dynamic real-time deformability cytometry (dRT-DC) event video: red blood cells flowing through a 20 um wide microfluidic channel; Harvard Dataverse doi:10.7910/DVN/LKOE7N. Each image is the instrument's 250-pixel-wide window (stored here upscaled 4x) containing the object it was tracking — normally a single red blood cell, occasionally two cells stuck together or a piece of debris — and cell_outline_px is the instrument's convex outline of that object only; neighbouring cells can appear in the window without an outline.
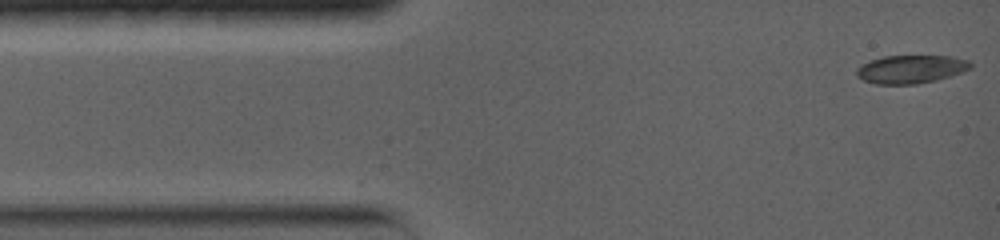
{"species": "common noctule bat (a hibernating species)", "species_latin": "Nyctalus noctula", "temperature_condition": "warm", "stored_images_in_passage": 85, "camera_frame_rate_fps": 5000, "um_per_image_px": 0.085, "animal": {"sex": "female", "body_mass_g": 19.0, "forearm_length_mm": 56.7}, "frame": {"image": 1, "passage_image": 1, "time_ms": 0.0, "image_size_px": [1000, 240], "cell_outline_px": [[972, 68], [964, 72], [936, 80], [916, 84], [876, 84], [864, 80], [856, 76], [856, 68], [860, 64], [884, 56], [952, 56], [968, 60], [972, 64]], "centroid_in_image_um": [77.44, 5.88], "position_along_channel_um": 7.6, "area_um2": 18.84}}
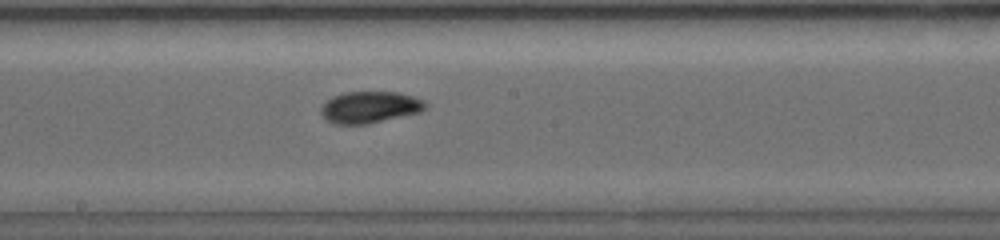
{"frame": {"image": 2, "passage_image": 38, "time_ms": 7.4, "image_size_px": [1000, 240], "cell_outline_px": [[428, 104], [420, 112], [368, 124], [332, 124], [320, 112], [320, 108], [332, 96], [344, 92], [400, 92], [424, 100]], "centroid_in_image_um": [31.44, 9.11], "position_along_channel_um": 216.8, "area_um2": 19.25}}
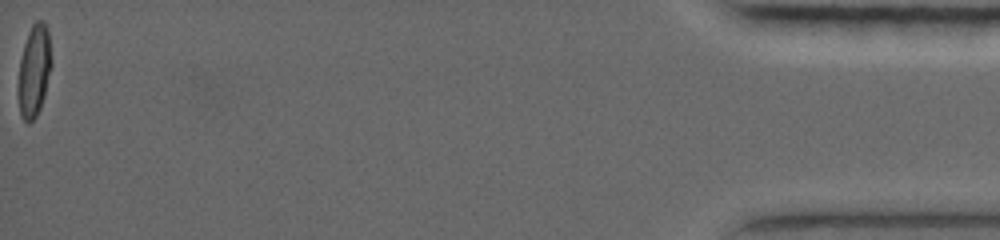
{"frame": {"image": 3, "passage_image": 85, "time_ms": 16.8, "image_size_px": [1000, 240], "cell_outline_px": [[52, 64], [44, 96], [40, 108], [36, 116], [28, 124], [20, 116], [20, 60], [24, 44], [28, 32], [32, 24], [36, 20], [44, 20], [48, 28], [52, 60]], "centroid_in_image_um": [2.94, 5.94], "position_along_channel_um": 432.3, "area_um2": 17.51}}